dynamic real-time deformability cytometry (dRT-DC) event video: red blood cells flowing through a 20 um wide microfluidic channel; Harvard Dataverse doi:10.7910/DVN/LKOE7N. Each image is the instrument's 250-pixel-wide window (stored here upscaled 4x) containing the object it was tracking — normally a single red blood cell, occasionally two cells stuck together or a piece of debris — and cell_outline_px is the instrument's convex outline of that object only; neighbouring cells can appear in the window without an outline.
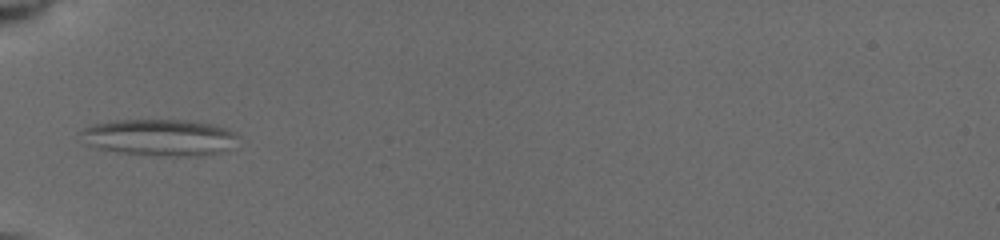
{"species": "common noctule bat (a hibernating species)", "species_latin": "Nyctalus noctula", "temperature_condition": "cold", "stored_images_in_passage": 23, "camera_frame_rate_fps": 3000, "um_per_image_px": 0.085, "animal": {"sex": "female", "body_mass_g": 19.5, "forearm_length_mm": 54.1}, "frame": {"image": 1, "passage_image": 14, "time_ms": 6.667, "image_size_px": [1000, 240], "cell_outline_px": [[240, 136], [220, 152], [200, 156], [168, 156], [116, 152], [100, 148], [88, 144], [80, 132], [84, 128], [92, 124], [108, 120], [188, 120], [216, 124], [228, 128], [236, 132]], "centroid_in_image_um": [13.58, 11.66], "position_along_channel_um": 71.4, "area_um2": 33.47}}
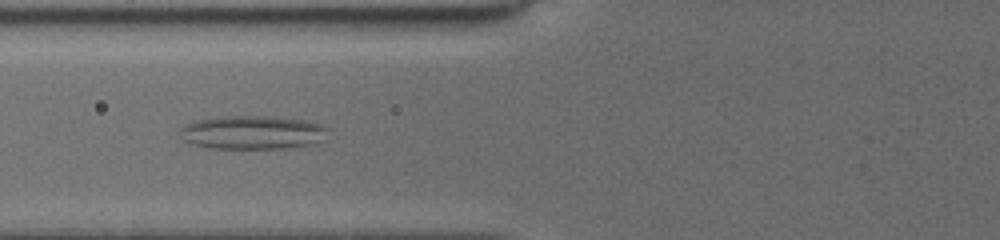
{"frame": {"image": 2, "passage_image": 17, "time_ms": 7.667, "image_size_px": [1000, 240], "cell_outline_px": [[328, 128], [324, 140], [312, 144], [284, 148], [208, 148], [184, 140], [180, 132], [188, 124], [196, 120], [216, 116], [272, 116], [304, 120], [320, 124]], "centroid_in_image_um": [21.5, 11.25], "position_along_channel_um": 104.3, "area_um2": 28.78}}
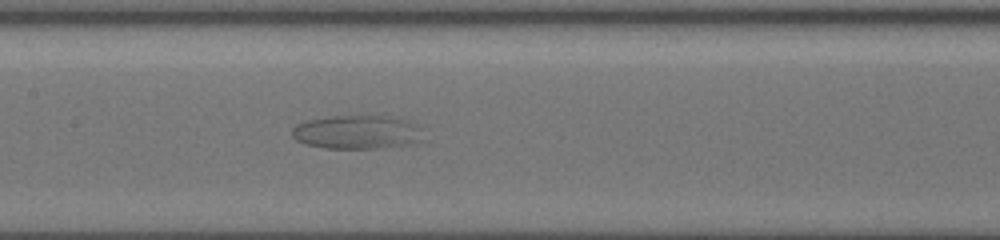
{"frame": {"image": 3, "passage_image": 23, "time_ms": 9.667, "image_size_px": [1000, 240], "cell_outline_px": [[424, 140], [412, 144], [372, 148], [324, 148], [308, 144], [296, 140], [292, 136], [292, 128], [296, 124], [308, 120], [332, 116], [396, 116], [424, 124]], "centroid_in_image_um": [30.49, 11.21], "position_along_channel_um": 176.9, "area_um2": 26.41}}